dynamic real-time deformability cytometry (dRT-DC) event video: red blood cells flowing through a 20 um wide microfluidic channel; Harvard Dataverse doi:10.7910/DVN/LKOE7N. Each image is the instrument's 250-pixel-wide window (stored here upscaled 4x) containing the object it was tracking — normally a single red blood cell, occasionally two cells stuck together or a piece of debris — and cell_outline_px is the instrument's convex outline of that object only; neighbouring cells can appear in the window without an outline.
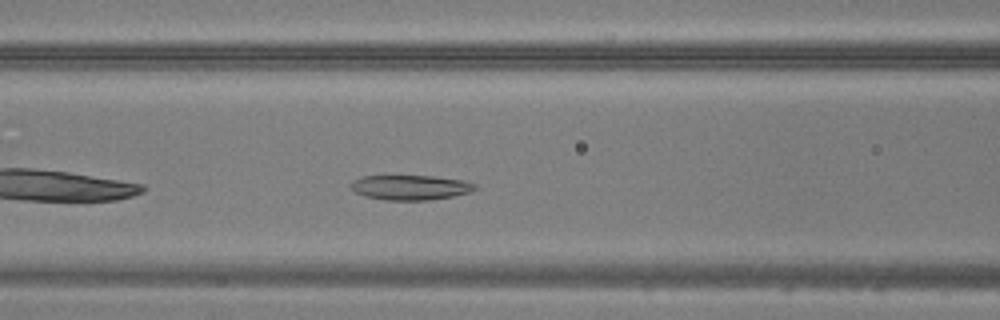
{"species": "common noctule bat (a hibernating species)", "species_latin": "Nyctalus noctula", "temperature_condition": "warm", "stored_images_in_passage": 36, "camera_frame_rate_fps": 3000, "um_per_image_px": 0.085, "animal": {"sex": "male", "body_mass_g": 20.5, "forearm_length_mm": 52.5}, "frame": {"image": 1, "passage_image": 7, "time_ms": 2.0, "image_size_px": [1000, 320], "cell_outline_px": [[476, 188], [472, 192], [452, 196], [428, 200], [384, 200], [364, 196], [356, 192], [352, 188], [352, 180], [364, 176], [432, 176], [464, 180], [476, 184]], "centroid_in_image_um": [34.91, 15.93], "position_along_channel_um": 131.7, "area_um2": 17.92}}
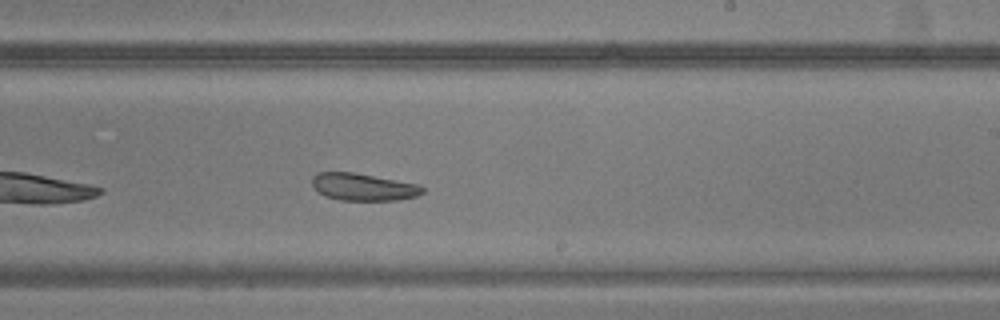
{"frame": {"image": 2, "passage_image": 16, "time_ms": 5.0, "image_size_px": [1000, 320], "cell_outline_px": [[424, 192], [416, 196], [396, 200], [340, 200], [324, 196], [312, 188], [312, 176], [316, 172], [352, 172], [416, 184], [424, 188]], "centroid_in_image_um": [30.8, 15.89], "position_along_channel_um": 258.2, "area_um2": 17.46}}
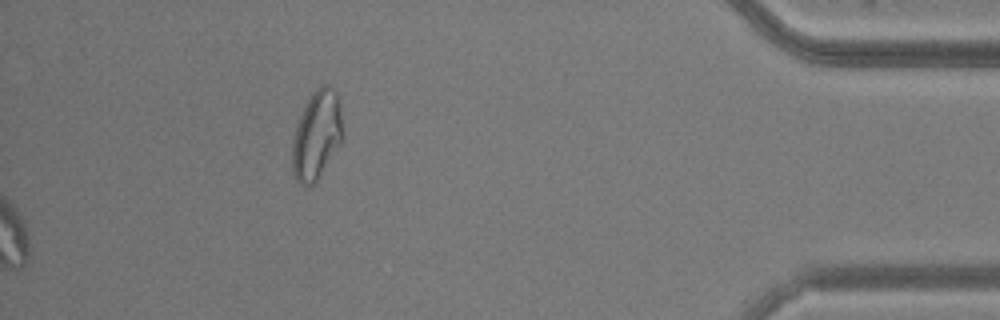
{"frame": {"image": 3, "passage_image": 36, "time_ms": 11.667, "image_size_px": [1000, 320], "cell_outline_px": [[344, 136], [316, 180], [312, 184], [300, 184], [296, 180], [292, 172], [292, 140], [300, 116], [312, 92], [320, 84], [328, 84], [336, 92], [340, 108]], "centroid_in_image_um": [26.91, 11.45], "position_along_channel_um": 408.3, "area_um2": 25.66}}